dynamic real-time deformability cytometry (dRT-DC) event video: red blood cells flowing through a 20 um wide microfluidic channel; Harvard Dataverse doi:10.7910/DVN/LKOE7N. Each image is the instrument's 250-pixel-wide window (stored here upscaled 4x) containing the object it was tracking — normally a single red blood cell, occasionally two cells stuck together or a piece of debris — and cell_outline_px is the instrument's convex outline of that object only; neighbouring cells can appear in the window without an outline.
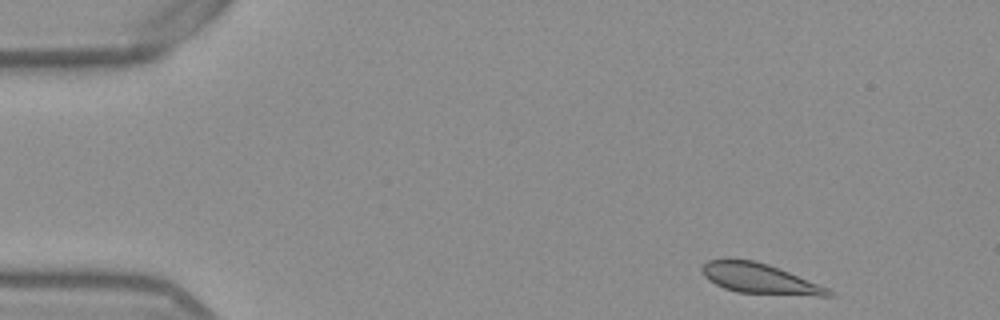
{"species": "Egyptian fruit bat (a non-hibernating species)", "species_latin": "Rousettus aegyptiacus", "temperature_condition": "warm", "stored_images_in_passage": 49, "camera_frame_rate_fps": 3000, "um_per_image_px": 0.085, "frame": {"image": 1, "passage_image": 2, "time_ms": 0.333, "image_size_px": [1000, 320], "cell_outline_px": [[836, 296], [816, 296], [736, 292], [724, 288], [708, 280], [704, 276], [700, 268], [700, 264], [708, 260], [728, 256], [756, 260], [768, 264], [828, 288], [836, 292]], "centroid_in_image_um": [64.49, 23.64], "position_along_channel_um": 20.5, "area_um2": 22.83}}
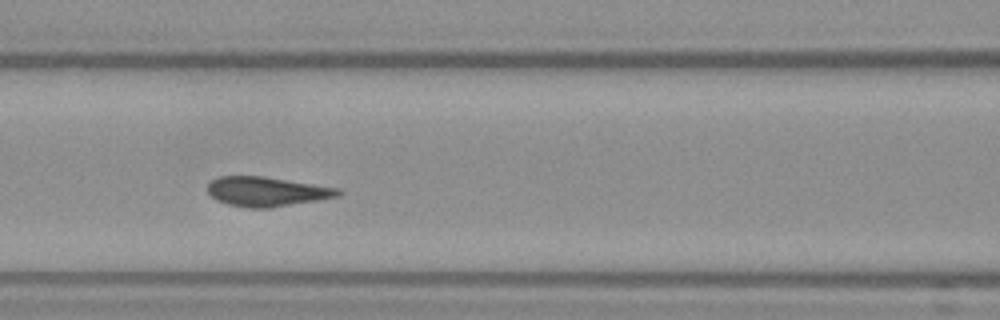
{"frame": {"image": 2, "passage_image": 19, "time_ms": 6.0, "image_size_px": [1000, 320], "cell_outline_px": [[344, 192], [340, 196], [272, 208], [248, 208], [228, 204], [216, 200], [208, 192], [208, 184], [212, 180], [220, 176], [264, 176], [340, 188]], "centroid_in_image_um": [22.71, 16.28], "position_along_channel_um": 143.9, "area_um2": 22.6}}
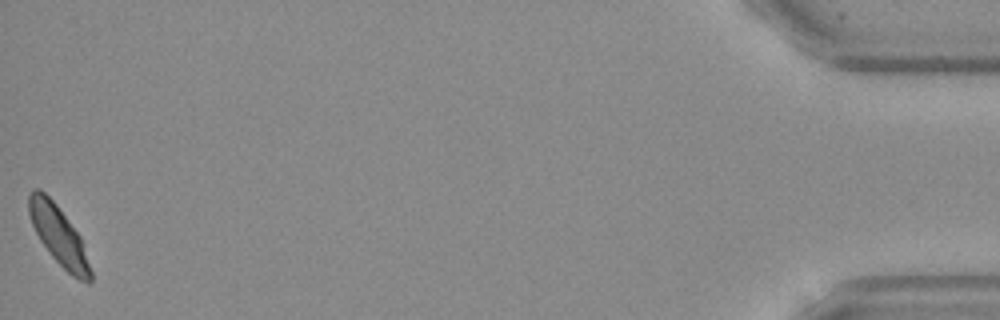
{"frame": {"image": 3, "passage_image": 49, "time_ms": 16.0, "image_size_px": [1000, 320], "cell_outline_px": [[92, 280], [88, 284], [72, 276], [52, 256], [40, 240], [32, 224], [28, 212], [28, 196], [32, 188], [40, 188], [56, 204], [80, 236], [92, 272]], "centroid_in_image_um": [4.98, 20.01], "position_along_channel_um": 430.2, "area_um2": 20.92}}